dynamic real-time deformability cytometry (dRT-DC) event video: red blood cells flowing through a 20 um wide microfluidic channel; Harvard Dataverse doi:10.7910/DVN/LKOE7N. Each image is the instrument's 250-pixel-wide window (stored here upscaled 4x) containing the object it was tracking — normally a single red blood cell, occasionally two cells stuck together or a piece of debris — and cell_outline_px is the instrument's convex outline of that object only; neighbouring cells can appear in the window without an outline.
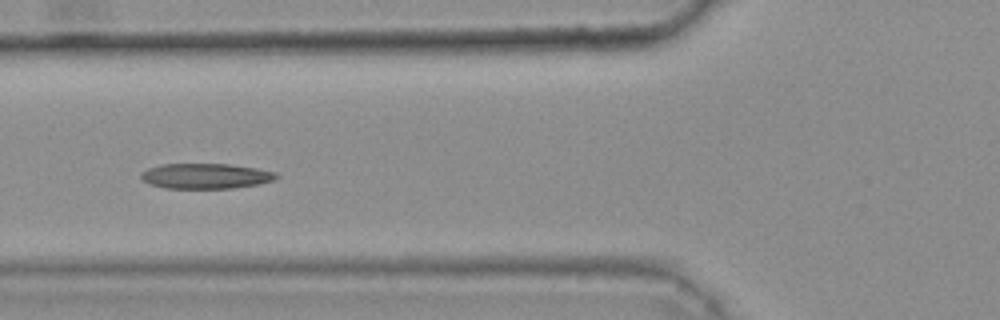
{"species": "common noctule bat (a hibernating species)", "species_latin": "Nyctalus noctula", "temperature_condition": "warm", "stored_images_in_passage": 45, "camera_frame_rate_fps": 3000, "um_per_image_px": 0.085, "animal": {"sex": "female", "body_mass_g": 25.1}, "frame": {"image": 1, "passage_image": 20, "time_ms": 6.333, "image_size_px": [1000, 320], "cell_outline_px": [[280, 176], [276, 180], [260, 184], [236, 188], [164, 188], [152, 184], [144, 180], [140, 176], [140, 172], [148, 168], [160, 164], [228, 164], [256, 168], [276, 172]], "centroid_in_image_um": [17.53, 14.96], "position_along_channel_um": 108.3, "area_um2": 20.06}, "authors_computed_cell_mechanics": {"area_um2": 20.1722, "velocity_mm_per_s": 3.7767, "shape_relaxation_time_tau1_ms": null, "shape_relaxation_time_tau2_ms": 2.2461, "deformation_change_tau1": null, "deformation_change_tau2": 0.0828}}